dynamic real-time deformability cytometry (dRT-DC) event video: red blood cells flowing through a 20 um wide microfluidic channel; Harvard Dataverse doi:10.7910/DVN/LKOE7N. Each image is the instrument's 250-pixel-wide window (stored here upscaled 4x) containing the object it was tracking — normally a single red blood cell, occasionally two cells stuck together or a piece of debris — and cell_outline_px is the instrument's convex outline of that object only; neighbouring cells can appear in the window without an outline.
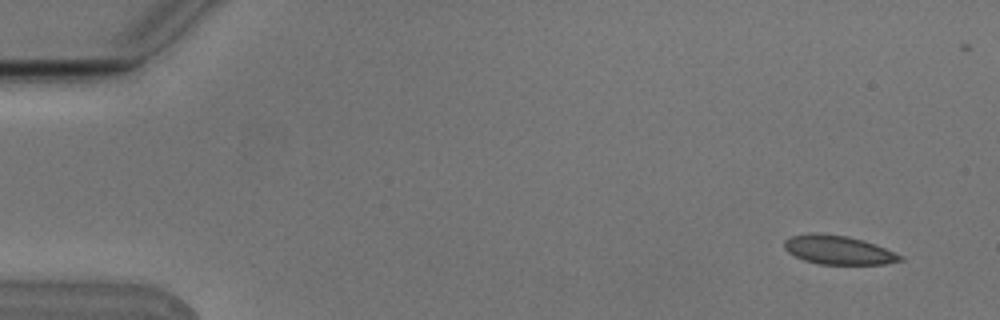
{"species": "Egyptian fruit bat (a non-hibernating species)", "species_latin": "Rousettus aegyptiacus", "temperature_condition": "cold", "stored_images_in_passage": 6, "camera_frame_rate_fps": 3000, "um_per_image_px": 0.085, "animal": {"sex": "male"}, "frame": {"image": 1, "passage_image": 1, "time_ms": 0.0, "image_size_px": [1000, 320], "cell_outline_px": [[904, 260], [884, 264], [820, 264], [804, 260], [788, 252], [784, 248], [784, 240], [792, 236], [808, 232], [820, 232], [848, 236], [864, 240], [904, 256]], "centroid_in_image_um": [71.24, 21.23], "position_along_channel_um": 13.8, "area_um2": 19.59}}
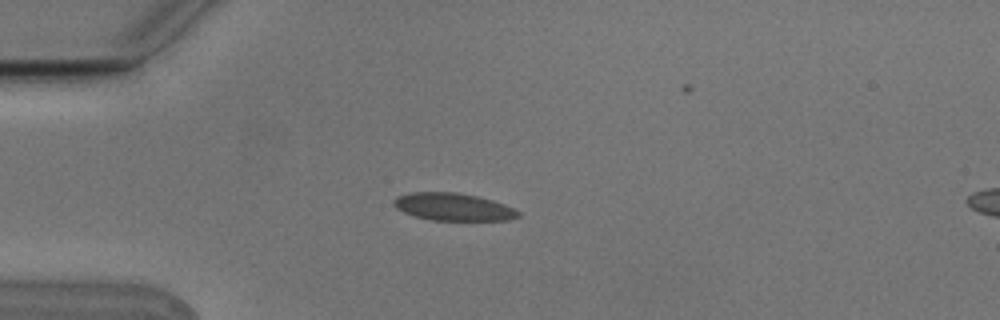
{"frame": {"image": 2, "passage_image": 4, "time_ms": 1.0, "image_size_px": [1000, 320], "cell_outline_px": [[520, 216], [508, 220], [432, 220], [412, 216], [396, 208], [392, 204], [392, 200], [396, 196], [412, 192], [456, 192], [476, 196], [492, 200], [504, 204], [520, 212]], "centroid_in_image_um": [38.47, 17.58], "position_along_channel_um": 46.5, "area_um2": 20.0}}